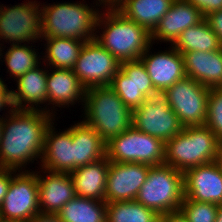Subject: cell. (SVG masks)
Segmentation results:
<instances>
[{"mask_svg": "<svg viewBox=\"0 0 222 222\" xmlns=\"http://www.w3.org/2000/svg\"><path fill=\"white\" fill-rule=\"evenodd\" d=\"M185 74L208 88L222 87V48L210 52L181 53Z\"/></svg>", "mask_w": 222, "mask_h": 222, "instance_id": "obj_22", "label": "cell"}, {"mask_svg": "<svg viewBox=\"0 0 222 222\" xmlns=\"http://www.w3.org/2000/svg\"><path fill=\"white\" fill-rule=\"evenodd\" d=\"M195 6L202 14L203 17L208 14L222 10V0H186Z\"/></svg>", "mask_w": 222, "mask_h": 222, "instance_id": "obj_33", "label": "cell"}, {"mask_svg": "<svg viewBox=\"0 0 222 222\" xmlns=\"http://www.w3.org/2000/svg\"><path fill=\"white\" fill-rule=\"evenodd\" d=\"M174 0H120L114 5L126 18L145 27L150 33L170 9Z\"/></svg>", "mask_w": 222, "mask_h": 222, "instance_id": "obj_25", "label": "cell"}, {"mask_svg": "<svg viewBox=\"0 0 222 222\" xmlns=\"http://www.w3.org/2000/svg\"><path fill=\"white\" fill-rule=\"evenodd\" d=\"M42 39L46 40V51L44 52L45 56L42 57V62L45 63L47 61L46 64L50 66V69H74L79 52L85 41L61 37H42Z\"/></svg>", "mask_w": 222, "mask_h": 222, "instance_id": "obj_27", "label": "cell"}, {"mask_svg": "<svg viewBox=\"0 0 222 222\" xmlns=\"http://www.w3.org/2000/svg\"><path fill=\"white\" fill-rule=\"evenodd\" d=\"M106 157L111 162L164 164L165 143L133 126L106 143Z\"/></svg>", "mask_w": 222, "mask_h": 222, "instance_id": "obj_7", "label": "cell"}, {"mask_svg": "<svg viewBox=\"0 0 222 222\" xmlns=\"http://www.w3.org/2000/svg\"><path fill=\"white\" fill-rule=\"evenodd\" d=\"M151 44L140 60L144 64L147 74L152 80L154 89L162 94L177 81L184 78L185 67L182 54L172 45L168 50L152 54ZM151 52V53H150Z\"/></svg>", "mask_w": 222, "mask_h": 222, "instance_id": "obj_15", "label": "cell"}, {"mask_svg": "<svg viewBox=\"0 0 222 222\" xmlns=\"http://www.w3.org/2000/svg\"><path fill=\"white\" fill-rule=\"evenodd\" d=\"M183 175L185 197L198 202L222 204V169L216 162L190 168Z\"/></svg>", "mask_w": 222, "mask_h": 222, "instance_id": "obj_16", "label": "cell"}, {"mask_svg": "<svg viewBox=\"0 0 222 222\" xmlns=\"http://www.w3.org/2000/svg\"><path fill=\"white\" fill-rule=\"evenodd\" d=\"M29 44L24 43L12 45L4 53V60L7 67V72H9L10 77L12 76L17 80L20 76L25 74L30 69L37 67L41 64L39 52L37 49L32 48L36 46H28ZM36 50V51H35ZM37 52V53H36Z\"/></svg>", "mask_w": 222, "mask_h": 222, "instance_id": "obj_30", "label": "cell"}, {"mask_svg": "<svg viewBox=\"0 0 222 222\" xmlns=\"http://www.w3.org/2000/svg\"><path fill=\"white\" fill-rule=\"evenodd\" d=\"M159 222H189V220L181 210H178L160 216Z\"/></svg>", "mask_w": 222, "mask_h": 222, "instance_id": "obj_37", "label": "cell"}, {"mask_svg": "<svg viewBox=\"0 0 222 222\" xmlns=\"http://www.w3.org/2000/svg\"><path fill=\"white\" fill-rule=\"evenodd\" d=\"M132 126L164 143L184 128L162 94L144 100L132 110Z\"/></svg>", "mask_w": 222, "mask_h": 222, "instance_id": "obj_10", "label": "cell"}, {"mask_svg": "<svg viewBox=\"0 0 222 222\" xmlns=\"http://www.w3.org/2000/svg\"><path fill=\"white\" fill-rule=\"evenodd\" d=\"M29 222H63L57 214L38 213Z\"/></svg>", "mask_w": 222, "mask_h": 222, "instance_id": "obj_38", "label": "cell"}, {"mask_svg": "<svg viewBox=\"0 0 222 222\" xmlns=\"http://www.w3.org/2000/svg\"><path fill=\"white\" fill-rule=\"evenodd\" d=\"M57 215L63 222H106V202L75 196Z\"/></svg>", "mask_w": 222, "mask_h": 222, "instance_id": "obj_28", "label": "cell"}, {"mask_svg": "<svg viewBox=\"0 0 222 222\" xmlns=\"http://www.w3.org/2000/svg\"><path fill=\"white\" fill-rule=\"evenodd\" d=\"M103 8L106 13L100 11L96 23V29L103 31L100 36L96 34L95 40L120 62L140 59L152 44L151 33L114 6Z\"/></svg>", "mask_w": 222, "mask_h": 222, "instance_id": "obj_2", "label": "cell"}, {"mask_svg": "<svg viewBox=\"0 0 222 222\" xmlns=\"http://www.w3.org/2000/svg\"><path fill=\"white\" fill-rule=\"evenodd\" d=\"M7 113L2 115L6 117L0 138V169L22 171L24 167L25 171L27 164L42 158L45 133L55 114L14 108Z\"/></svg>", "mask_w": 222, "mask_h": 222, "instance_id": "obj_1", "label": "cell"}, {"mask_svg": "<svg viewBox=\"0 0 222 222\" xmlns=\"http://www.w3.org/2000/svg\"><path fill=\"white\" fill-rule=\"evenodd\" d=\"M84 2H64L41 5V34L42 37H61L83 40L95 39L96 23L99 8L88 6ZM94 7V8H92ZM97 30V31H96ZM96 32V33H95Z\"/></svg>", "mask_w": 222, "mask_h": 222, "instance_id": "obj_3", "label": "cell"}, {"mask_svg": "<svg viewBox=\"0 0 222 222\" xmlns=\"http://www.w3.org/2000/svg\"><path fill=\"white\" fill-rule=\"evenodd\" d=\"M184 197L183 172L161 164L150 166L136 201L162 216L180 210Z\"/></svg>", "mask_w": 222, "mask_h": 222, "instance_id": "obj_6", "label": "cell"}, {"mask_svg": "<svg viewBox=\"0 0 222 222\" xmlns=\"http://www.w3.org/2000/svg\"><path fill=\"white\" fill-rule=\"evenodd\" d=\"M47 77L48 69L44 70L40 68V65L20 76L16 80L17 91L11 90L13 108L18 110H41L51 113L47 105L45 108L40 106V104L43 105L48 102Z\"/></svg>", "mask_w": 222, "mask_h": 222, "instance_id": "obj_19", "label": "cell"}, {"mask_svg": "<svg viewBox=\"0 0 222 222\" xmlns=\"http://www.w3.org/2000/svg\"><path fill=\"white\" fill-rule=\"evenodd\" d=\"M0 222H19V221L12 220V219H9V218H4V217L0 216Z\"/></svg>", "mask_w": 222, "mask_h": 222, "instance_id": "obj_42", "label": "cell"}, {"mask_svg": "<svg viewBox=\"0 0 222 222\" xmlns=\"http://www.w3.org/2000/svg\"><path fill=\"white\" fill-rule=\"evenodd\" d=\"M47 93V105L53 104V110L51 109V114H53L55 107H69L75 105L78 100L83 106L86 88L73 70L55 68L51 72L48 70Z\"/></svg>", "mask_w": 222, "mask_h": 222, "instance_id": "obj_21", "label": "cell"}, {"mask_svg": "<svg viewBox=\"0 0 222 222\" xmlns=\"http://www.w3.org/2000/svg\"><path fill=\"white\" fill-rule=\"evenodd\" d=\"M56 132L52 121L45 133L40 169L70 174L74 171L72 125L67 130Z\"/></svg>", "mask_w": 222, "mask_h": 222, "instance_id": "obj_17", "label": "cell"}, {"mask_svg": "<svg viewBox=\"0 0 222 222\" xmlns=\"http://www.w3.org/2000/svg\"><path fill=\"white\" fill-rule=\"evenodd\" d=\"M4 82L5 81H3V79L0 77V112L3 110L5 111V108L6 110L8 109V111L13 109L11 102V90L8 89L7 84Z\"/></svg>", "mask_w": 222, "mask_h": 222, "instance_id": "obj_36", "label": "cell"}, {"mask_svg": "<svg viewBox=\"0 0 222 222\" xmlns=\"http://www.w3.org/2000/svg\"><path fill=\"white\" fill-rule=\"evenodd\" d=\"M222 44V10L212 12L204 17Z\"/></svg>", "mask_w": 222, "mask_h": 222, "instance_id": "obj_34", "label": "cell"}, {"mask_svg": "<svg viewBox=\"0 0 222 222\" xmlns=\"http://www.w3.org/2000/svg\"><path fill=\"white\" fill-rule=\"evenodd\" d=\"M110 87L131 110L139 107L144 100L158 95L140 59L121 62Z\"/></svg>", "mask_w": 222, "mask_h": 222, "instance_id": "obj_13", "label": "cell"}, {"mask_svg": "<svg viewBox=\"0 0 222 222\" xmlns=\"http://www.w3.org/2000/svg\"><path fill=\"white\" fill-rule=\"evenodd\" d=\"M217 165L222 169V140H219L216 161Z\"/></svg>", "mask_w": 222, "mask_h": 222, "instance_id": "obj_39", "label": "cell"}, {"mask_svg": "<svg viewBox=\"0 0 222 222\" xmlns=\"http://www.w3.org/2000/svg\"><path fill=\"white\" fill-rule=\"evenodd\" d=\"M41 171L47 174L37 172L40 212L57 214L76 196L72 177L69 173Z\"/></svg>", "mask_w": 222, "mask_h": 222, "instance_id": "obj_18", "label": "cell"}, {"mask_svg": "<svg viewBox=\"0 0 222 222\" xmlns=\"http://www.w3.org/2000/svg\"><path fill=\"white\" fill-rule=\"evenodd\" d=\"M40 4L28 0L9 7L0 5V41L12 45L42 41Z\"/></svg>", "mask_w": 222, "mask_h": 222, "instance_id": "obj_9", "label": "cell"}, {"mask_svg": "<svg viewBox=\"0 0 222 222\" xmlns=\"http://www.w3.org/2000/svg\"><path fill=\"white\" fill-rule=\"evenodd\" d=\"M121 62L95 39L82 46L73 69L85 88L110 86Z\"/></svg>", "mask_w": 222, "mask_h": 222, "instance_id": "obj_12", "label": "cell"}, {"mask_svg": "<svg viewBox=\"0 0 222 222\" xmlns=\"http://www.w3.org/2000/svg\"><path fill=\"white\" fill-rule=\"evenodd\" d=\"M72 141L74 170L106 157V142L83 121L72 126Z\"/></svg>", "mask_w": 222, "mask_h": 222, "instance_id": "obj_24", "label": "cell"}, {"mask_svg": "<svg viewBox=\"0 0 222 222\" xmlns=\"http://www.w3.org/2000/svg\"><path fill=\"white\" fill-rule=\"evenodd\" d=\"M1 45L3 46L4 44H2V43L0 44V56H2V58H3L4 55H2L3 53H1V52L5 49ZM0 60H1V57H0Z\"/></svg>", "mask_w": 222, "mask_h": 222, "instance_id": "obj_44", "label": "cell"}, {"mask_svg": "<svg viewBox=\"0 0 222 222\" xmlns=\"http://www.w3.org/2000/svg\"><path fill=\"white\" fill-rule=\"evenodd\" d=\"M219 205L184 197L180 210L189 222H215Z\"/></svg>", "mask_w": 222, "mask_h": 222, "instance_id": "obj_31", "label": "cell"}, {"mask_svg": "<svg viewBox=\"0 0 222 222\" xmlns=\"http://www.w3.org/2000/svg\"><path fill=\"white\" fill-rule=\"evenodd\" d=\"M99 3H98V2ZM120 0H96V5L95 6H114L116 3H118ZM107 4V5H106Z\"/></svg>", "mask_w": 222, "mask_h": 222, "instance_id": "obj_40", "label": "cell"}, {"mask_svg": "<svg viewBox=\"0 0 222 222\" xmlns=\"http://www.w3.org/2000/svg\"><path fill=\"white\" fill-rule=\"evenodd\" d=\"M215 222H222V204L219 205Z\"/></svg>", "mask_w": 222, "mask_h": 222, "instance_id": "obj_41", "label": "cell"}, {"mask_svg": "<svg viewBox=\"0 0 222 222\" xmlns=\"http://www.w3.org/2000/svg\"><path fill=\"white\" fill-rule=\"evenodd\" d=\"M160 215L133 201L106 203V222H159Z\"/></svg>", "mask_w": 222, "mask_h": 222, "instance_id": "obj_29", "label": "cell"}, {"mask_svg": "<svg viewBox=\"0 0 222 222\" xmlns=\"http://www.w3.org/2000/svg\"><path fill=\"white\" fill-rule=\"evenodd\" d=\"M83 106L82 121L106 143L132 126V110L110 86L87 88Z\"/></svg>", "mask_w": 222, "mask_h": 222, "instance_id": "obj_4", "label": "cell"}, {"mask_svg": "<svg viewBox=\"0 0 222 222\" xmlns=\"http://www.w3.org/2000/svg\"><path fill=\"white\" fill-rule=\"evenodd\" d=\"M110 161L107 157L76 168L70 173L78 197L105 201L107 174Z\"/></svg>", "mask_w": 222, "mask_h": 222, "instance_id": "obj_23", "label": "cell"}, {"mask_svg": "<svg viewBox=\"0 0 222 222\" xmlns=\"http://www.w3.org/2000/svg\"><path fill=\"white\" fill-rule=\"evenodd\" d=\"M219 139L206 126H186L165 143L164 164L186 170L215 162Z\"/></svg>", "mask_w": 222, "mask_h": 222, "instance_id": "obj_5", "label": "cell"}, {"mask_svg": "<svg viewBox=\"0 0 222 222\" xmlns=\"http://www.w3.org/2000/svg\"><path fill=\"white\" fill-rule=\"evenodd\" d=\"M16 170L11 169H0V206L4 200L5 195L12 179V174H15Z\"/></svg>", "mask_w": 222, "mask_h": 222, "instance_id": "obj_35", "label": "cell"}, {"mask_svg": "<svg viewBox=\"0 0 222 222\" xmlns=\"http://www.w3.org/2000/svg\"><path fill=\"white\" fill-rule=\"evenodd\" d=\"M39 209L37 171L23 170L13 174L7 194L0 206V216L29 222Z\"/></svg>", "mask_w": 222, "mask_h": 222, "instance_id": "obj_11", "label": "cell"}, {"mask_svg": "<svg viewBox=\"0 0 222 222\" xmlns=\"http://www.w3.org/2000/svg\"><path fill=\"white\" fill-rule=\"evenodd\" d=\"M204 17L186 0H174L170 9L151 32V41L169 42L171 45L190 26L198 24Z\"/></svg>", "mask_w": 222, "mask_h": 222, "instance_id": "obj_20", "label": "cell"}, {"mask_svg": "<svg viewBox=\"0 0 222 222\" xmlns=\"http://www.w3.org/2000/svg\"><path fill=\"white\" fill-rule=\"evenodd\" d=\"M149 165L111 162L107 174L105 202L136 200L146 181Z\"/></svg>", "mask_w": 222, "mask_h": 222, "instance_id": "obj_14", "label": "cell"}, {"mask_svg": "<svg viewBox=\"0 0 222 222\" xmlns=\"http://www.w3.org/2000/svg\"><path fill=\"white\" fill-rule=\"evenodd\" d=\"M205 125L222 140V87L211 88L209 91Z\"/></svg>", "mask_w": 222, "mask_h": 222, "instance_id": "obj_32", "label": "cell"}, {"mask_svg": "<svg viewBox=\"0 0 222 222\" xmlns=\"http://www.w3.org/2000/svg\"><path fill=\"white\" fill-rule=\"evenodd\" d=\"M172 46L180 53L210 52L222 48L217 35L204 18L198 24L185 29Z\"/></svg>", "mask_w": 222, "mask_h": 222, "instance_id": "obj_26", "label": "cell"}, {"mask_svg": "<svg viewBox=\"0 0 222 222\" xmlns=\"http://www.w3.org/2000/svg\"><path fill=\"white\" fill-rule=\"evenodd\" d=\"M209 91L210 88L185 76L162 95L181 124L186 127L206 124Z\"/></svg>", "mask_w": 222, "mask_h": 222, "instance_id": "obj_8", "label": "cell"}, {"mask_svg": "<svg viewBox=\"0 0 222 222\" xmlns=\"http://www.w3.org/2000/svg\"><path fill=\"white\" fill-rule=\"evenodd\" d=\"M2 130H3V117H0V138L2 136Z\"/></svg>", "mask_w": 222, "mask_h": 222, "instance_id": "obj_43", "label": "cell"}]
</instances>
